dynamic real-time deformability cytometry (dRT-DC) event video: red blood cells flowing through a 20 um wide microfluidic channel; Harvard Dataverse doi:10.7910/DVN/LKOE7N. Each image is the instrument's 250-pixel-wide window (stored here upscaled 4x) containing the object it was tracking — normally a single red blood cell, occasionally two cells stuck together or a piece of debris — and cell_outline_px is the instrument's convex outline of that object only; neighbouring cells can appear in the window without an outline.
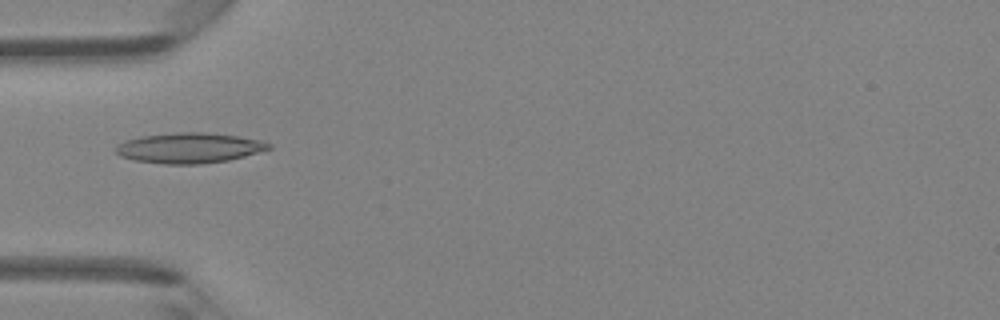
{"species": "Egyptian fruit bat (a non-hibernating species)", "species_latin": "Rousettus aegyptiacus", "temperature_condition": "room temperature", "stored_images_in_passage": 47, "camera_frame_rate_fps": 3000, "um_per_image_px": 0.085, "animal": {"sex": "female"}, "frame": {"image": 1, "passage_image": 15, "time_ms": 4.667, "image_size_px": [1000, 320], "cell_outline_px": [[272, 148], [244, 156], [228, 160], [200, 164], [164, 164], [132, 160], [120, 156], [116, 152], [116, 144], [140, 136], [176, 132], [204, 132], [236, 136], [260, 140], [272, 144]], "centroid_in_image_um": [16.06, 12.57], "position_along_channel_um": 68.9, "area_um2": 26.99}}
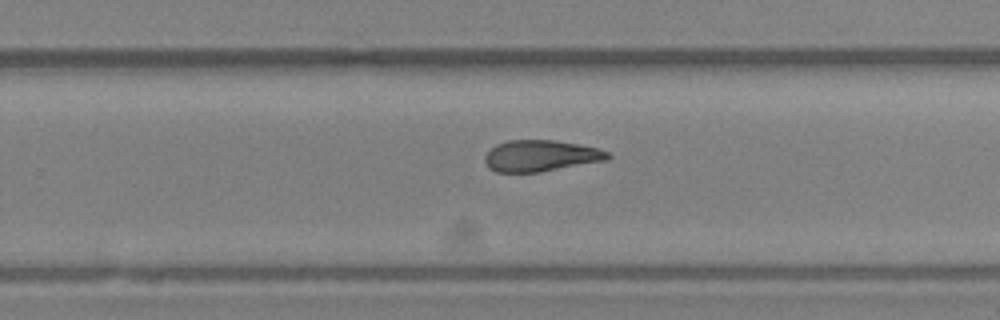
{"frame": {"image": 2, "passage_image": 30, "time_ms": 9.667, "image_size_px": [1000, 320], "cell_outline_px": [[612, 156], [608, 160], [540, 172], [496, 172], [488, 168], [484, 160], [484, 156], [496, 144], [508, 140], [556, 140], [596, 148], [608, 152]], "centroid_in_image_um": [45.95, 13.25], "position_along_channel_um": 283.9, "area_um2": 22.43}}
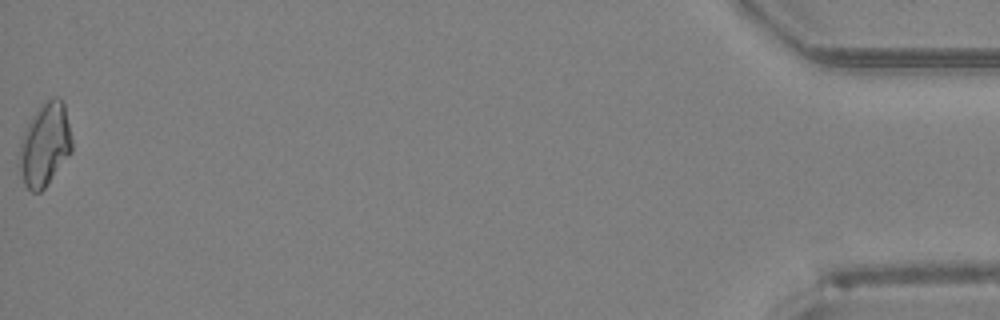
{"frame": {"image": 3, "passage_image": 47, "time_ms": 15.333, "image_size_px": [1000, 320], "cell_outline_px": [[72, 152], [44, 188], [40, 192], [32, 192], [24, 184], [20, 168], [20, 144], [28, 124], [32, 116], [52, 96], [56, 96], [64, 104], [72, 140]], "centroid_in_image_um": [3.84, 12.32], "position_along_channel_um": 431.4, "area_um2": 24.8}, "authors_computed_cell_mechanics": {"area_um2": 23.2356, "velocity_mm_per_s": 4.3052, "shape_relaxation_time_tau1_ms": null, "shape_relaxation_time_tau2_ms": 2.9569, "deformation_change_tau1": null, "deformation_change_tau2": 0.1052}}